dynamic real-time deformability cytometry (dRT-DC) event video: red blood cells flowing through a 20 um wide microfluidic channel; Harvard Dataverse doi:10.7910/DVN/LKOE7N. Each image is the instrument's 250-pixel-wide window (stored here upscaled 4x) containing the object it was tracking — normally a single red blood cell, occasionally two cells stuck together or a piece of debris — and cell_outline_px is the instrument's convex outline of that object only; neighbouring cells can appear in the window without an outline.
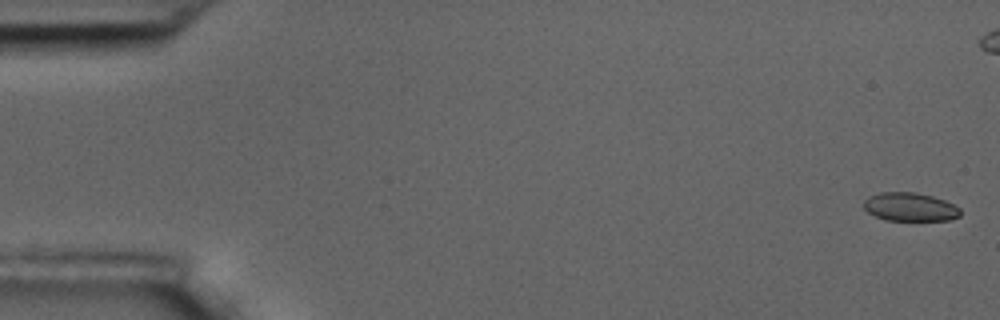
{"species": "common noctule bat (a hibernating species)", "species_latin": "Nyctalus noctula", "temperature_condition": "room temperature", "stored_images_in_passage": 57, "camera_frame_rate_fps": 3000, "um_per_image_px": 0.085, "animal": {"sex": "male", "body_mass_g": 17.5, "forearm_length_mm": 52.3}, "frame": {"image": 1, "passage_image": 2, "time_ms": 0.333, "image_size_px": [1000, 320], "cell_outline_px": [[960, 216], [948, 220], [884, 220], [868, 212], [864, 208], [864, 200], [868, 196], [880, 192], [916, 192], [932, 196], [944, 200], [960, 208]], "centroid_in_image_um": [77.33, 17.58], "position_along_channel_um": 7.7, "area_um2": 16.01}}
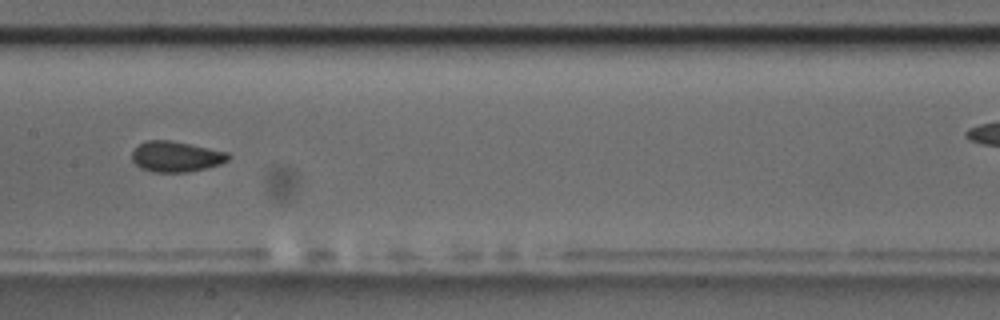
{"frame": {"image": 2, "passage_image": 29, "time_ms": 9.333, "image_size_px": [1000, 320], "cell_outline_px": [[228, 160], [220, 164], [188, 172], [152, 172], [140, 168], [132, 160], [132, 152], [144, 140], [172, 140], [228, 152]], "centroid_in_image_um": [14.93, 13.3], "position_along_channel_um": 192.5, "area_um2": 17.11}}
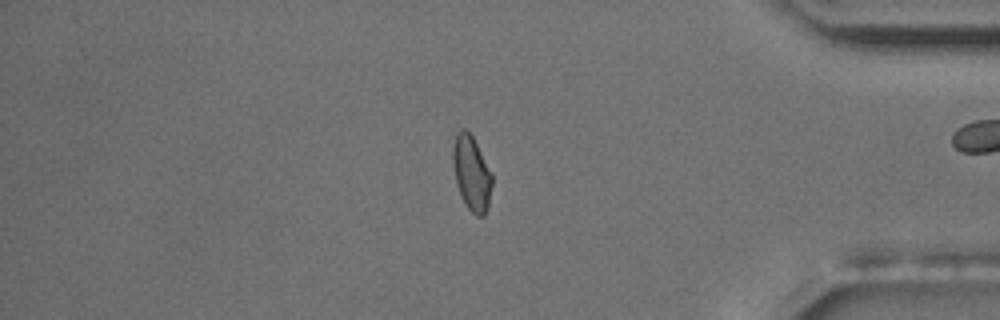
{"frame": {"image": 3, "passage_image": 48, "time_ms": 15.667, "image_size_px": [1000, 320], "cell_outline_px": [[492, 184], [488, 208], [484, 216], [476, 216], [468, 208], [456, 184], [452, 160], [452, 148], [456, 132], [460, 128], [464, 128], [472, 136], [492, 176]], "centroid_in_image_um": [40.06, 14.72], "position_along_channel_um": 395.1, "area_um2": 16.82}, "authors_computed_cell_mechanics": {"area_um2": 16.9354, "velocity_mm_per_s": 3.653, "shape_relaxation_time_tau1_ms": null, "shape_relaxation_time_tau2_ms": 0.613, "deformation_change_tau1": null, "deformation_change_tau2": 0.0295}}